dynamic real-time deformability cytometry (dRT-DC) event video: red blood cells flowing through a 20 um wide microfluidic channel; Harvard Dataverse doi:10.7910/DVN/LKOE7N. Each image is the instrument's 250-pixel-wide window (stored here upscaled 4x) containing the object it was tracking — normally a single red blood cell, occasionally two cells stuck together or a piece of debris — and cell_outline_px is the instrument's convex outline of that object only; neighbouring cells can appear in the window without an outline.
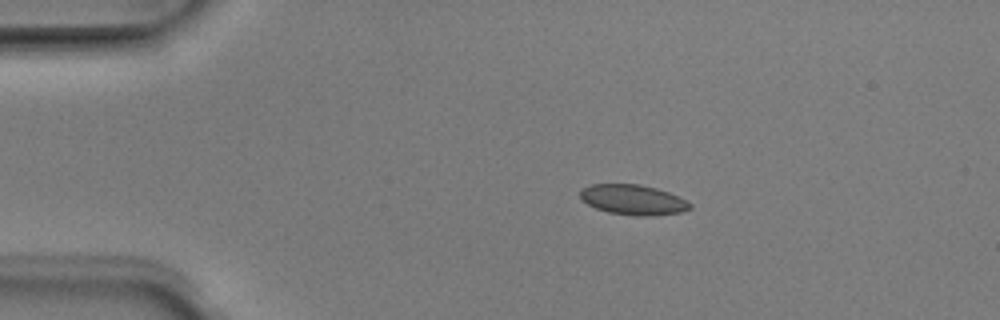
{"species": "Egyptian fruit bat (a non-hibernating species)", "species_latin": "Rousettus aegyptiacus", "temperature_condition": "room temperature", "stored_images_in_passage": 4, "camera_frame_rate_fps": 3000, "um_per_image_px": 0.085, "animal": {"sex": "male"}, "frame": {"image": 1, "passage_image": 2, "time_ms": 0.333, "image_size_px": [1000, 320], "cell_outline_px": [[692, 208], [680, 212], [648, 216], [640, 216], [608, 212], [596, 208], [588, 204], [580, 196], [580, 192], [584, 188], [592, 184], [640, 184], [656, 188], [668, 192], [692, 204]], "centroid_in_image_um": [53.81, 16.97], "position_along_channel_um": 31.2, "area_um2": 18.96}}
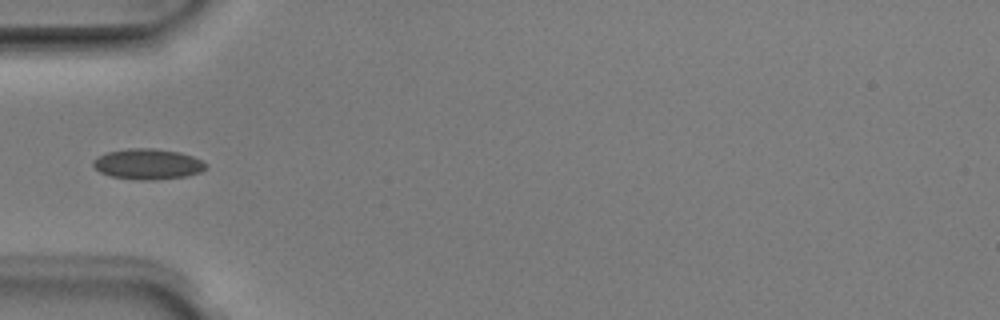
{"frame": {"image": 2, "passage_image": 4, "time_ms": 1.0, "image_size_px": [1000, 320], "cell_outline_px": [[208, 168], [200, 172], [188, 176], [156, 180], [136, 180], [112, 176], [100, 172], [92, 164], [92, 160], [108, 152], [128, 148], [152, 148], [180, 152], [192, 156], [208, 164]], "centroid_in_image_um": [12.6, 13.95], "position_along_channel_um": 72.4, "area_um2": 20.17}}